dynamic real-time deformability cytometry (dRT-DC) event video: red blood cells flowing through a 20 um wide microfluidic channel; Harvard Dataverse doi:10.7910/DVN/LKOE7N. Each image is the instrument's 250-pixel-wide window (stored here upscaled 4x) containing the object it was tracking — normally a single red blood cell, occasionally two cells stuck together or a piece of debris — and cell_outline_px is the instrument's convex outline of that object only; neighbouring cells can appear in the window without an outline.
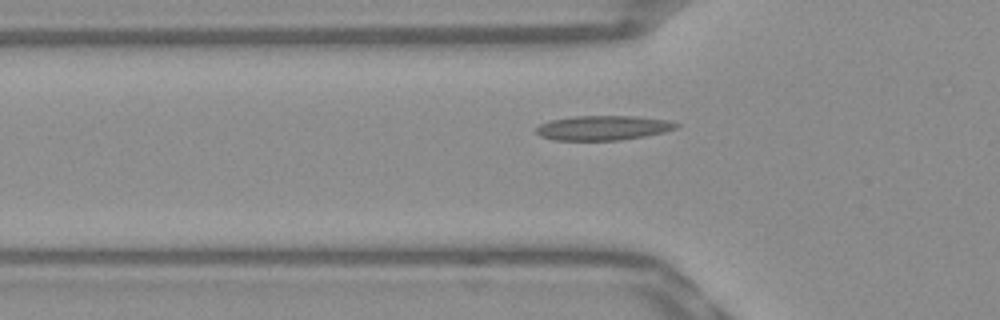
{"species": "Egyptian fruit bat (a non-hibernating species)", "species_latin": "Rousettus aegyptiacus", "temperature_condition": "warm", "stored_images_in_passage": 39, "camera_frame_rate_fps": 3000, "um_per_image_px": 0.085, "frame": {"image": 1, "passage_image": 10, "time_ms": 3.0, "image_size_px": [1000, 320], "cell_outline_px": [[680, 124], [676, 128], [664, 132], [644, 136], [620, 140], [552, 140], [540, 136], [536, 132], [536, 128], [540, 124], [552, 120], [572, 116], [636, 116], [668, 120]], "centroid_in_image_um": [51.26, 10.86], "position_along_channel_um": 74.5, "area_um2": 20.06}}
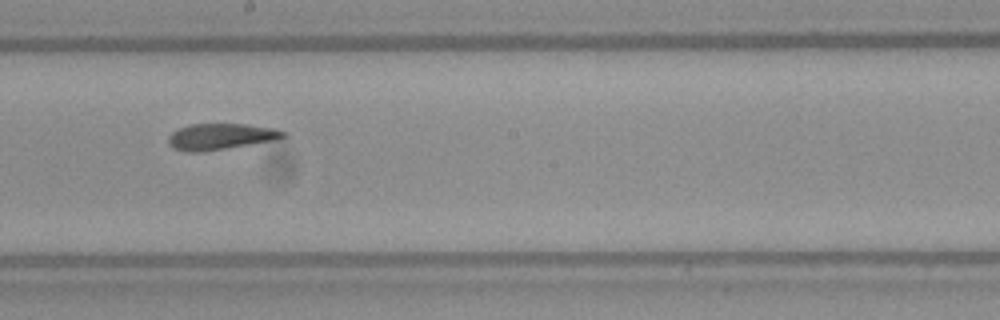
{"frame": {"image": 2, "passage_image": 22, "time_ms": 7.0, "image_size_px": [1000, 320], "cell_outline_px": [[288, 136], [280, 140], [200, 152], [184, 152], [168, 144], [168, 136], [172, 132], [188, 124], [248, 124], [276, 128], [288, 132]], "centroid_in_image_um": [18.85, 11.6], "position_along_channel_um": 229.4, "area_um2": 17.86}}
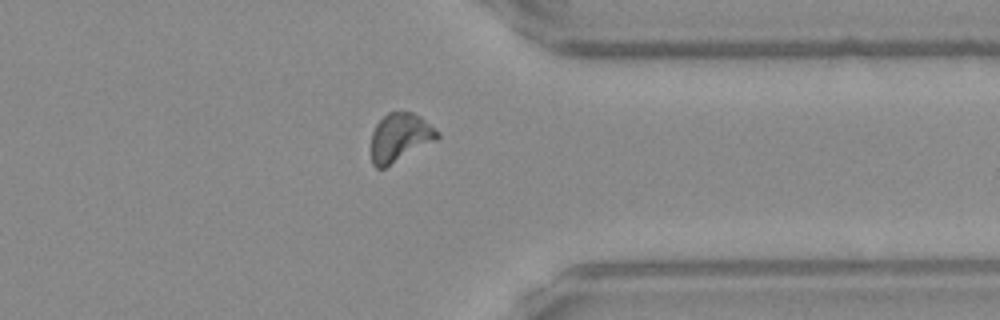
{"frame": {"image": 3, "passage_image": 34, "time_ms": 11.0, "image_size_px": [1000, 320], "cell_outline_px": [[440, 136], [436, 140], [384, 168], [376, 168], [372, 164], [372, 132], [376, 124], [388, 112], [412, 112], [420, 116], [440, 132]], "centroid_in_image_um": [34.0, 11.67], "position_along_channel_um": 377.4, "area_um2": 18.5}, "authors_computed_cell_mechanics": {"area_um2": 18.2648, "velocity_mm_per_s": 3.8459, "shape_relaxation_time_tau1_ms": null, "shape_relaxation_time_tau2_ms": 3.4256, "deformation_change_tau1": null, "deformation_change_tau2": 0.1085}}